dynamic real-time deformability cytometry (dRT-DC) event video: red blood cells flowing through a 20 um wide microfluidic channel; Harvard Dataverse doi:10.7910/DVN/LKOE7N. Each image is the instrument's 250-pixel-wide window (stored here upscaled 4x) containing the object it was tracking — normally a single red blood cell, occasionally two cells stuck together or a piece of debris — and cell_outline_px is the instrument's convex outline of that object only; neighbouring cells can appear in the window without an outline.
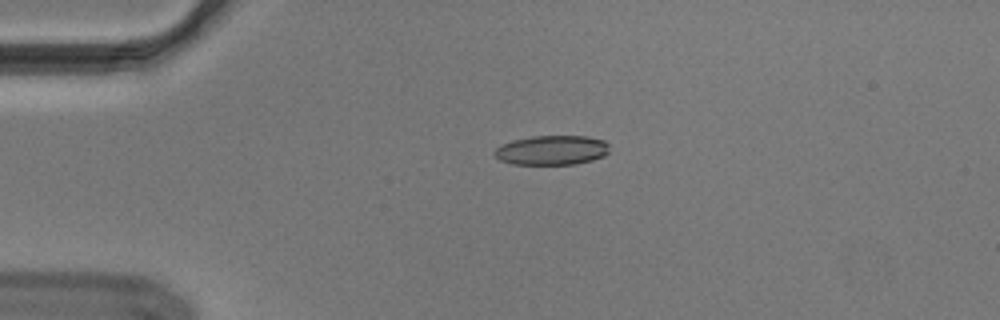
{"species": "Egyptian fruit bat (a non-hibernating species)", "species_latin": "Rousettus aegyptiacus", "temperature_condition": "cold", "stored_images_in_passage": 43, "segment_of_instrument_passage": [1, 2], "camera_frame_rate_fps": 3000, "um_per_image_px": 0.085, "animal": {"sex": "male"}, "frame": {"image": 1, "passage_image": 1, "time_ms": 0.0, "image_size_px": [1000, 320], "cell_outline_px": [[608, 152], [604, 156], [592, 160], [576, 164], [512, 164], [500, 160], [492, 152], [500, 144], [512, 140], [532, 136], [588, 136], [604, 140], [608, 144]], "centroid_in_image_um": [46.89, 12.76], "position_along_channel_um": 38.1, "area_um2": 19.88}}
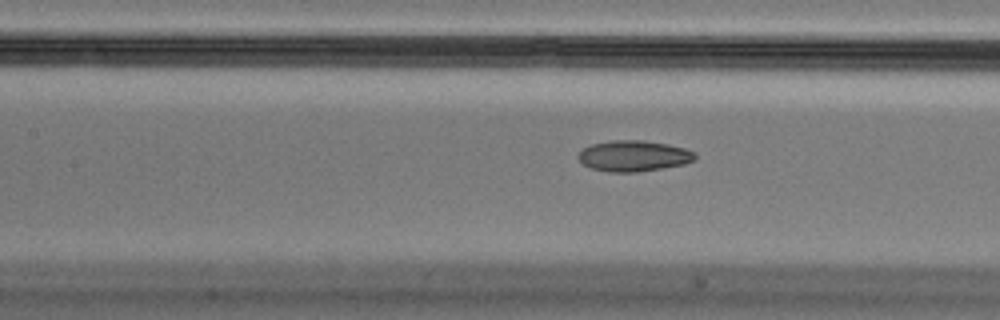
{"frame": {"image": 2, "passage_image": 13, "time_ms": 4.0, "image_size_px": [1000, 320], "cell_outline_px": [[696, 160], [684, 164], [636, 172], [608, 172], [592, 168], [584, 164], [576, 156], [584, 148], [592, 144], [612, 140], [644, 140], [668, 144], [684, 148], [696, 152]], "centroid_in_image_um": [53.88, 13.25], "position_along_channel_um": 153.5, "area_um2": 20.98}}
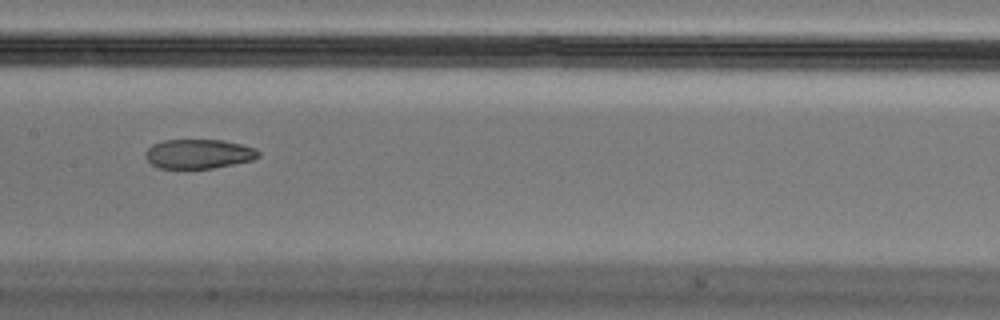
{"frame": {"image": 3, "passage_image": 16, "time_ms": 5.0, "image_size_px": [1000, 320], "cell_outline_px": [[260, 156], [252, 160], [212, 168], [160, 168], [152, 164], [144, 156], [148, 148], [152, 144], [164, 140], [224, 140], [256, 148], [260, 152]], "centroid_in_image_um": [16.89, 13.07], "position_along_channel_um": 190.5, "area_um2": 19.25}}